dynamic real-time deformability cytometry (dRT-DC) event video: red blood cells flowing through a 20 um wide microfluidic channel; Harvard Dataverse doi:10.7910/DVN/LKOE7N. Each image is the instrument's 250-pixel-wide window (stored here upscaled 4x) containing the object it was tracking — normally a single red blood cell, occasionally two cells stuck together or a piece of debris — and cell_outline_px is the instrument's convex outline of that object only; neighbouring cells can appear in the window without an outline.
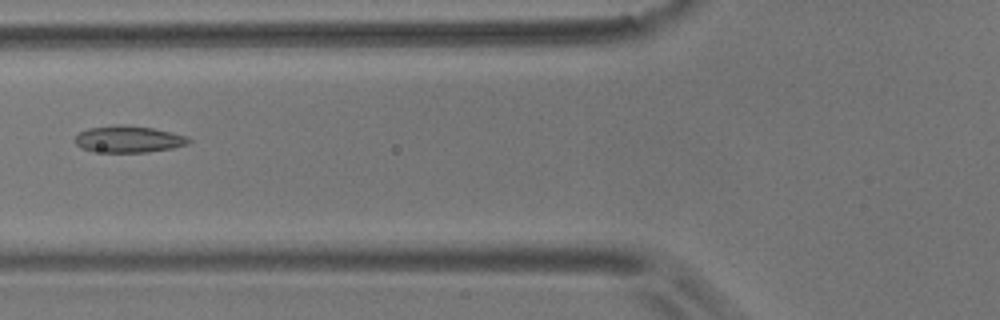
{"species": "common noctule bat (a hibernating species)", "species_latin": "Nyctalus noctula", "temperature_condition": "room temperature", "stored_images_in_passage": 5, "camera_frame_rate_fps": 3000, "um_per_image_px": 0.085, "animal": {"sex": "male", "body_mass_g": 17.9}, "frame": {"image": 1, "passage_image": 5, "time_ms": 6.0, "image_size_px": [1000, 320], "cell_outline_px": [[192, 140], [188, 144], [172, 148], [148, 152], [92, 152], [80, 148], [72, 140], [80, 132], [88, 128], [120, 124], [152, 128], [172, 132], [188, 136]], "centroid_in_image_um": [10.9, 11.84], "position_along_channel_um": 114.9, "area_um2": 17.92}}